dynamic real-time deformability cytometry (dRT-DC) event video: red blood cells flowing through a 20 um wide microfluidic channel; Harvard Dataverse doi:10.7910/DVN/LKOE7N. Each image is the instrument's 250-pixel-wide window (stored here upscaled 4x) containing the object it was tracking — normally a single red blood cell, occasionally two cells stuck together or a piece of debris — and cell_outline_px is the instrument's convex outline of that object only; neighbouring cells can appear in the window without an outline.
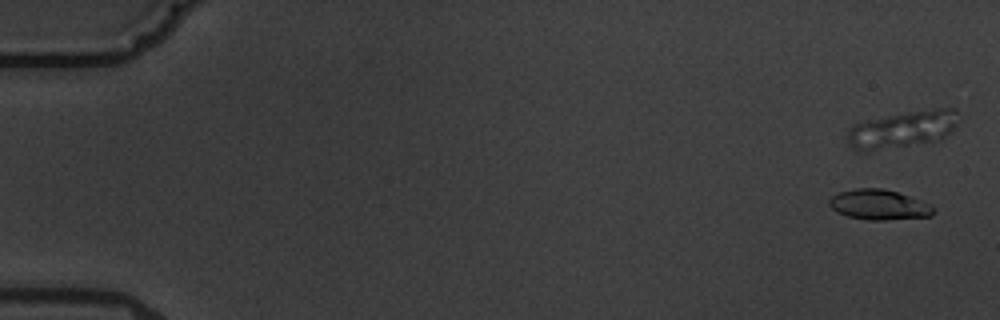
{"species": "common noctule bat (a hibernating species)", "species_latin": "Nyctalus noctula", "temperature_condition": "warm", "stored_images_in_passage": 14, "camera_frame_rate_fps": 3000, "um_per_image_px": 0.085, "animal": {"sex": "male", "body_mass_g": 19.5, "forearm_length_mm": 54.6}, "frame": {"image": 1, "passage_image": 1, "time_ms": 0.0, "image_size_px": [1000, 320], "cell_outline_px": [[932, 216], [884, 220], [868, 220], [848, 216], [836, 212], [828, 204], [828, 200], [832, 196], [840, 192], [856, 188], [884, 188], [932, 204]], "centroid_in_image_um": [74.68, 17.4], "position_along_channel_um": 10.3, "area_um2": 18.21}}
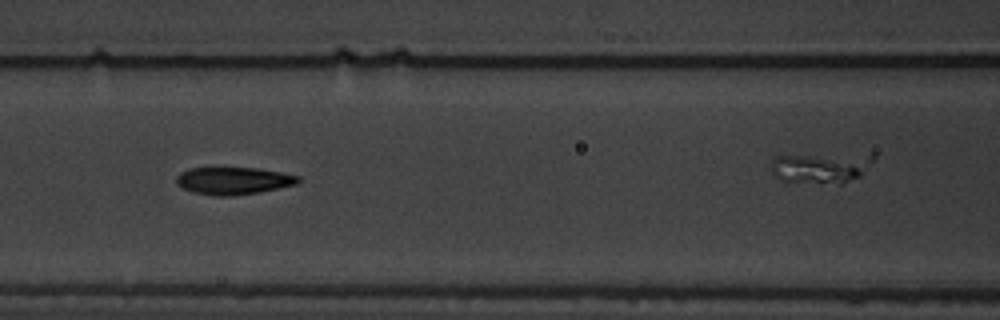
{"frame": {"image": 2, "passage_image": 7, "time_ms": 8.0, "image_size_px": [1000, 320], "cell_outline_px": [[300, 180], [296, 184], [260, 192], [232, 196], [216, 196], [196, 192], [184, 188], [176, 184], [176, 176], [180, 172], [192, 168], [216, 164], [256, 168], [280, 172], [300, 176]], "centroid_in_image_um": [19.8, 15.31], "position_along_channel_um": 146.8, "area_um2": 20.17}}
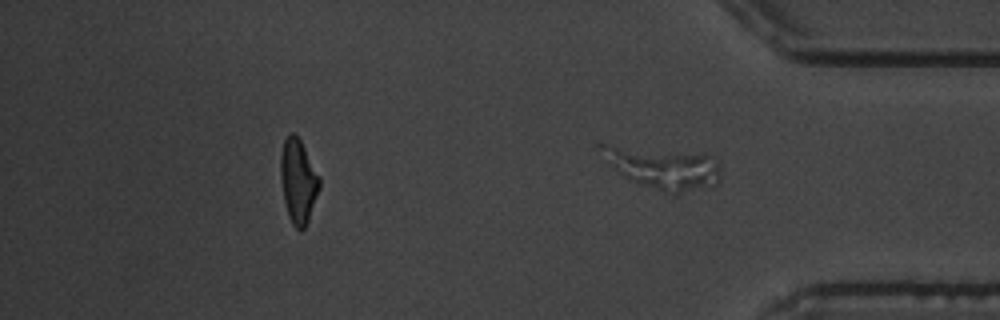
{"frame": {"image": 3, "passage_image": 14, "time_ms": 16.667, "image_size_px": [1000, 320], "cell_outline_px": [[720, 176], [716, 184], [712, 188], [676, 196], [632, 180], [608, 164], [596, 148], [596, 140], [600, 140], [704, 152], [716, 160], [720, 168]], "centroid_in_image_um": [56.29, 14.16], "position_along_channel_um": 378.9, "area_um2": 31.62}, "authors_computed_cell_mechanics": {"area_um2": 19.1318, "velocity_mm_per_s": 3.6058, "shape_relaxation_time_tau1_ms": 2.7025, "shape_relaxation_time_tau2_ms": 2.7366, "deformation_change_tau1": 0.1265, "deformation_change_tau2": 0.0771}}